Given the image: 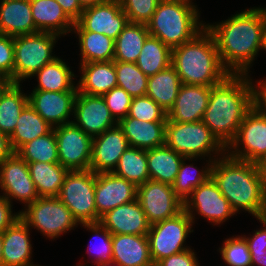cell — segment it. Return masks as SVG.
<instances>
[{
    "mask_svg": "<svg viewBox=\"0 0 266 266\" xmlns=\"http://www.w3.org/2000/svg\"><path fill=\"white\" fill-rule=\"evenodd\" d=\"M213 35L222 65L230 74H248L261 50L266 8H250L217 25L206 24Z\"/></svg>",
    "mask_w": 266,
    "mask_h": 266,
    "instance_id": "obj_1",
    "label": "cell"
},
{
    "mask_svg": "<svg viewBox=\"0 0 266 266\" xmlns=\"http://www.w3.org/2000/svg\"><path fill=\"white\" fill-rule=\"evenodd\" d=\"M248 74H230L211 87L203 123L227 148L246 113L255 105V85Z\"/></svg>",
    "mask_w": 266,
    "mask_h": 266,
    "instance_id": "obj_2",
    "label": "cell"
},
{
    "mask_svg": "<svg viewBox=\"0 0 266 266\" xmlns=\"http://www.w3.org/2000/svg\"><path fill=\"white\" fill-rule=\"evenodd\" d=\"M211 178L235 213L241 209L260 217L266 203V182L259 164L223 155L213 161Z\"/></svg>",
    "mask_w": 266,
    "mask_h": 266,
    "instance_id": "obj_3",
    "label": "cell"
},
{
    "mask_svg": "<svg viewBox=\"0 0 266 266\" xmlns=\"http://www.w3.org/2000/svg\"><path fill=\"white\" fill-rule=\"evenodd\" d=\"M171 65L183 84L213 87L230 73L221 63L213 35L206 27L192 40L172 49Z\"/></svg>",
    "mask_w": 266,
    "mask_h": 266,
    "instance_id": "obj_4",
    "label": "cell"
},
{
    "mask_svg": "<svg viewBox=\"0 0 266 266\" xmlns=\"http://www.w3.org/2000/svg\"><path fill=\"white\" fill-rule=\"evenodd\" d=\"M192 0H161L147 23L151 36L159 38L171 50L192 40L205 28Z\"/></svg>",
    "mask_w": 266,
    "mask_h": 266,
    "instance_id": "obj_5",
    "label": "cell"
},
{
    "mask_svg": "<svg viewBox=\"0 0 266 266\" xmlns=\"http://www.w3.org/2000/svg\"><path fill=\"white\" fill-rule=\"evenodd\" d=\"M165 145L184 157L195 159L210 155V160H215L211 159V155L221 153V157L227 151L202 120L185 123L167 120Z\"/></svg>",
    "mask_w": 266,
    "mask_h": 266,
    "instance_id": "obj_6",
    "label": "cell"
},
{
    "mask_svg": "<svg viewBox=\"0 0 266 266\" xmlns=\"http://www.w3.org/2000/svg\"><path fill=\"white\" fill-rule=\"evenodd\" d=\"M59 37L49 32L15 36L13 82L21 83L57 58L52 52Z\"/></svg>",
    "mask_w": 266,
    "mask_h": 266,
    "instance_id": "obj_7",
    "label": "cell"
},
{
    "mask_svg": "<svg viewBox=\"0 0 266 266\" xmlns=\"http://www.w3.org/2000/svg\"><path fill=\"white\" fill-rule=\"evenodd\" d=\"M26 207L24 211H19L20 218L29 228H36L50 239H55L79 225L57 196L38 197Z\"/></svg>",
    "mask_w": 266,
    "mask_h": 266,
    "instance_id": "obj_8",
    "label": "cell"
},
{
    "mask_svg": "<svg viewBox=\"0 0 266 266\" xmlns=\"http://www.w3.org/2000/svg\"><path fill=\"white\" fill-rule=\"evenodd\" d=\"M95 182L92 170L69 171L57 196L79 224L97 223Z\"/></svg>",
    "mask_w": 266,
    "mask_h": 266,
    "instance_id": "obj_9",
    "label": "cell"
},
{
    "mask_svg": "<svg viewBox=\"0 0 266 266\" xmlns=\"http://www.w3.org/2000/svg\"><path fill=\"white\" fill-rule=\"evenodd\" d=\"M192 224L189 214L182 210L172 218L150 225L147 237L154 265L166 257L190 249L184 243L188 234L193 232Z\"/></svg>",
    "mask_w": 266,
    "mask_h": 266,
    "instance_id": "obj_10",
    "label": "cell"
},
{
    "mask_svg": "<svg viewBox=\"0 0 266 266\" xmlns=\"http://www.w3.org/2000/svg\"><path fill=\"white\" fill-rule=\"evenodd\" d=\"M226 149L230 157L251 163L259 164L266 157V115L258 106L246 113L235 139Z\"/></svg>",
    "mask_w": 266,
    "mask_h": 266,
    "instance_id": "obj_11",
    "label": "cell"
},
{
    "mask_svg": "<svg viewBox=\"0 0 266 266\" xmlns=\"http://www.w3.org/2000/svg\"><path fill=\"white\" fill-rule=\"evenodd\" d=\"M59 163L69 171L90 170L93 137L73 122L53 128Z\"/></svg>",
    "mask_w": 266,
    "mask_h": 266,
    "instance_id": "obj_12",
    "label": "cell"
},
{
    "mask_svg": "<svg viewBox=\"0 0 266 266\" xmlns=\"http://www.w3.org/2000/svg\"><path fill=\"white\" fill-rule=\"evenodd\" d=\"M136 199L150 224L172 218L183 210V202L172 185L150 179L137 186Z\"/></svg>",
    "mask_w": 266,
    "mask_h": 266,
    "instance_id": "obj_13",
    "label": "cell"
},
{
    "mask_svg": "<svg viewBox=\"0 0 266 266\" xmlns=\"http://www.w3.org/2000/svg\"><path fill=\"white\" fill-rule=\"evenodd\" d=\"M190 197V198H189ZM183 210L194 223V210L213 224H221L235 215L229 201L222 195L217 184L210 177L206 182L195 188L183 202ZM193 210V211H192Z\"/></svg>",
    "mask_w": 266,
    "mask_h": 266,
    "instance_id": "obj_14",
    "label": "cell"
},
{
    "mask_svg": "<svg viewBox=\"0 0 266 266\" xmlns=\"http://www.w3.org/2000/svg\"><path fill=\"white\" fill-rule=\"evenodd\" d=\"M128 22L119 0H106L84 8L72 30L100 33L116 40Z\"/></svg>",
    "mask_w": 266,
    "mask_h": 266,
    "instance_id": "obj_15",
    "label": "cell"
},
{
    "mask_svg": "<svg viewBox=\"0 0 266 266\" xmlns=\"http://www.w3.org/2000/svg\"><path fill=\"white\" fill-rule=\"evenodd\" d=\"M0 188L8 201L16 199L25 206L39 197L28 164L16 152L0 163Z\"/></svg>",
    "mask_w": 266,
    "mask_h": 266,
    "instance_id": "obj_16",
    "label": "cell"
},
{
    "mask_svg": "<svg viewBox=\"0 0 266 266\" xmlns=\"http://www.w3.org/2000/svg\"><path fill=\"white\" fill-rule=\"evenodd\" d=\"M72 121L86 134L95 137L118 124L102 96L77 93Z\"/></svg>",
    "mask_w": 266,
    "mask_h": 266,
    "instance_id": "obj_17",
    "label": "cell"
},
{
    "mask_svg": "<svg viewBox=\"0 0 266 266\" xmlns=\"http://www.w3.org/2000/svg\"><path fill=\"white\" fill-rule=\"evenodd\" d=\"M137 197V187L128 180L113 172L96 174L95 182V207L97 222L112 209L128 202H133Z\"/></svg>",
    "mask_w": 266,
    "mask_h": 266,
    "instance_id": "obj_18",
    "label": "cell"
},
{
    "mask_svg": "<svg viewBox=\"0 0 266 266\" xmlns=\"http://www.w3.org/2000/svg\"><path fill=\"white\" fill-rule=\"evenodd\" d=\"M77 93L78 91L33 90L28 99L32 108L54 128L72 122L69 117L74 113Z\"/></svg>",
    "mask_w": 266,
    "mask_h": 266,
    "instance_id": "obj_19",
    "label": "cell"
},
{
    "mask_svg": "<svg viewBox=\"0 0 266 266\" xmlns=\"http://www.w3.org/2000/svg\"><path fill=\"white\" fill-rule=\"evenodd\" d=\"M128 148L127 138L118 124L93 137L90 170L95 174L113 172Z\"/></svg>",
    "mask_w": 266,
    "mask_h": 266,
    "instance_id": "obj_20",
    "label": "cell"
},
{
    "mask_svg": "<svg viewBox=\"0 0 266 266\" xmlns=\"http://www.w3.org/2000/svg\"><path fill=\"white\" fill-rule=\"evenodd\" d=\"M211 87L181 84L167 120L179 123L198 122L203 119L208 106Z\"/></svg>",
    "mask_w": 266,
    "mask_h": 266,
    "instance_id": "obj_21",
    "label": "cell"
},
{
    "mask_svg": "<svg viewBox=\"0 0 266 266\" xmlns=\"http://www.w3.org/2000/svg\"><path fill=\"white\" fill-rule=\"evenodd\" d=\"M99 222L111 234L147 235L151 225L137 199L107 212Z\"/></svg>",
    "mask_w": 266,
    "mask_h": 266,
    "instance_id": "obj_22",
    "label": "cell"
},
{
    "mask_svg": "<svg viewBox=\"0 0 266 266\" xmlns=\"http://www.w3.org/2000/svg\"><path fill=\"white\" fill-rule=\"evenodd\" d=\"M28 225L18 218L2 232L1 266H39L31 263L32 245Z\"/></svg>",
    "mask_w": 266,
    "mask_h": 266,
    "instance_id": "obj_23",
    "label": "cell"
},
{
    "mask_svg": "<svg viewBox=\"0 0 266 266\" xmlns=\"http://www.w3.org/2000/svg\"><path fill=\"white\" fill-rule=\"evenodd\" d=\"M112 259L114 266H155L147 235L112 234Z\"/></svg>",
    "mask_w": 266,
    "mask_h": 266,
    "instance_id": "obj_24",
    "label": "cell"
},
{
    "mask_svg": "<svg viewBox=\"0 0 266 266\" xmlns=\"http://www.w3.org/2000/svg\"><path fill=\"white\" fill-rule=\"evenodd\" d=\"M166 122L137 120L127 115L118 125L123 129L129 147L148 150L165 145Z\"/></svg>",
    "mask_w": 266,
    "mask_h": 266,
    "instance_id": "obj_25",
    "label": "cell"
},
{
    "mask_svg": "<svg viewBox=\"0 0 266 266\" xmlns=\"http://www.w3.org/2000/svg\"><path fill=\"white\" fill-rule=\"evenodd\" d=\"M0 33L20 36L39 32L32 17L30 0L0 1Z\"/></svg>",
    "mask_w": 266,
    "mask_h": 266,
    "instance_id": "obj_26",
    "label": "cell"
},
{
    "mask_svg": "<svg viewBox=\"0 0 266 266\" xmlns=\"http://www.w3.org/2000/svg\"><path fill=\"white\" fill-rule=\"evenodd\" d=\"M80 69L82 76L77 83L79 93L102 96L117 87L115 61L82 63Z\"/></svg>",
    "mask_w": 266,
    "mask_h": 266,
    "instance_id": "obj_27",
    "label": "cell"
},
{
    "mask_svg": "<svg viewBox=\"0 0 266 266\" xmlns=\"http://www.w3.org/2000/svg\"><path fill=\"white\" fill-rule=\"evenodd\" d=\"M30 6L35 27L39 32L62 36L72 31L75 23L56 0H30Z\"/></svg>",
    "mask_w": 266,
    "mask_h": 266,
    "instance_id": "obj_28",
    "label": "cell"
},
{
    "mask_svg": "<svg viewBox=\"0 0 266 266\" xmlns=\"http://www.w3.org/2000/svg\"><path fill=\"white\" fill-rule=\"evenodd\" d=\"M149 179L173 185L185 158L166 145L146 150Z\"/></svg>",
    "mask_w": 266,
    "mask_h": 266,
    "instance_id": "obj_29",
    "label": "cell"
},
{
    "mask_svg": "<svg viewBox=\"0 0 266 266\" xmlns=\"http://www.w3.org/2000/svg\"><path fill=\"white\" fill-rule=\"evenodd\" d=\"M181 84L178 73L170 65L168 68L148 77L146 95L168 113L175 103Z\"/></svg>",
    "mask_w": 266,
    "mask_h": 266,
    "instance_id": "obj_30",
    "label": "cell"
},
{
    "mask_svg": "<svg viewBox=\"0 0 266 266\" xmlns=\"http://www.w3.org/2000/svg\"><path fill=\"white\" fill-rule=\"evenodd\" d=\"M39 197L58 196L69 170L60 163H27Z\"/></svg>",
    "mask_w": 266,
    "mask_h": 266,
    "instance_id": "obj_31",
    "label": "cell"
},
{
    "mask_svg": "<svg viewBox=\"0 0 266 266\" xmlns=\"http://www.w3.org/2000/svg\"><path fill=\"white\" fill-rule=\"evenodd\" d=\"M52 129L53 127L28 104L21 112L15 130L9 136L11 148L16 152L22 145L48 134Z\"/></svg>",
    "mask_w": 266,
    "mask_h": 266,
    "instance_id": "obj_32",
    "label": "cell"
},
{
    "mask_svg": "<svg viewBox=\"0 0 266 266\" xmlns=\"http://www.w3.org/2000/svg\"><path fill=\"white\" fill-rule=\"evenodd\" d=\"M149 35L147 24L128 22L115 40L113 61L135 63Z\"/></svg>",
    "mask_w": 266,
    "mask_h": 266,
    "instance_id": "obj_33",
    "label": "cell"
},
{
    "mask_svg": "<svg viewBox=\"0 0 266 266\" xmlns=\"http://www.w3.org/2000/svg\"><path fill=\"white\" fill-rule=\"evenodd\" d=\"M74 75L69 66L57 57L33 75V77L37 76V81L39 82L33 90L54 92L78 91L77 86H74L73 83Z\"/></svg>",
    "mask_w": 266,
    "mask_h": 266,
    "instance_id": "obj_34",
    "label": "cell"
},
{
    "mask_svg": "<svg viewBox=\"0 0 266 266\" xmlns=\"http://www.w3.org/2000/svg\"><path fill=\"white\" fill-rule=\"evenodd\" d=\"M172 50L159 38L149 35L135 64L148 77L171 65Z\"/></svg>",
    "mask_w": 266,
    "mask_h": 266,
    "instance_id": "obj_35",
    "label": "cell"
},
{
    "mask_svg": "<svg viewBox=\"0 0 266 266\" xmlns=\"http://www.w3.org/2000/svg\"><path fill=\"white\" fill-rule=\"evenodd\" d=\"M79 36L81 63L113 61L115 40L91 31H74Z\"/></svg>",
    "mask_w": 266,
    "mask_h": 266,
    "instance_id": "obj_36",
    "label": "cell"
},
{
    "mask_svg": "<svg viewBox=\"0 0 266 266\" xmlns=\"http://www.w3.org/2000/svg\"><path fill=\"white\" fill-rule=\"evenodd\" d=\"M28 104V95L23 94L20 83H13L0 99V132L10 136Z\"/></svg>",
    "mask_w": 266,
    "mask_h": 266,
    "instance_id": "obj_37",
    "label": "cell"
},
{
    "mask_svg": "<svg viewBox=\"0 0 266 266\" xmlns=\"http://www.w3.org/2000/svg\"><path fill=\"white\" fill-rule=\"evenodd\" d=\"M113 173L132 182L136 187L149 180L146 150L129 147L119 158Z\"/></svg>",
    "mask_w": 266,
    "mask_h": 266,
    "instance_id": "obj_38",
    "label": "cell"
},
{
    "mask_svg": "<svg viewBox=\"0 0 266 266\" xmlns=\"http://www.w3.org/2000/svg\"><path fill=\"white\" fill-rule=\"evenodd\" d=\"M16 153L26 163H59L54 130L52 129L48 134L22 145Z\"/></svg>",
    "mask_w": 266,
    "mask_h": 266,
    "instance_id": "obj_39",
    "label": "cell"
},
{
    "mask_svg": "<svg viewBox=\"0 0 266 266\" xmlns=\"http://www.w3.org/2000/svg\"><path fill=\"white\" fill-rule=\"evenodd\" d=\"M185 159V160H184ZM194 157H185L183 158L180 167L179 172L177 174L176 180L174 184L172 185L173 190L175 194L184 202L186 198L192 193V191L197 188L202 183L206 182L211 177V166L213 164L214 160L208 159V167H204V169L198 170L197 167H194L193 164H186V160H193ZM195 170L196 168V174L192 176V170ZM190 170V171H189Z\"/></svg>",
    "mask_w": 266,
    "mask_h": 266,
    "instance_id": "obj_40",
    "label": "cell"
},
{
    "mask_svg": "<svg viewBox=\"0 0 266 266\" xmlns=\"http://www.w3.org/2000/svg\"><path fill=\"white\" fill-rule=\"evenodd\" d=\"M115 69L118 87L132 98L146 95L148 76L135 63L115 61Z\"/></svg>",
    "mask_w": 266,
    "mask_h": 266,
    "instance_id": "obj_41",
    "label": "cell"
},
{
    "mask_svg": "<svg viewBox=\"0 0 266 266\" xmlns=\"http://www.w3.org/2000/svg\"><path fill=\"white\" fill-rule=\"evenodd\" d=\"M219 251L227 266H251V255L242 236L226 239Z\"/></svg>",
    "mask_w": 266,
    "mask_h": 266,
    "instance_id": "obj_42",
    "label": "cell"
},
{
    "mask_svg": "<svg viewBox=\"0 0 266 266\" xmlns=\"http://www.w3.org/2000/svg\"><path fill=\"white\" fill-rule=\"evenodd\" d=\"M128 116L149 122L167 121V112L147 95L132 99Z\"/></svg>",
    "mask_w": 266,
    "mask_h": 266,
    "instance_id": "obj_43",
    "label": "cell"
},
{
    "mask_svg": "<svg viewBox=\"0 0 266 266\" xmlns=\"http://www.w3.org/2000/svg\"><path fill=\"white\" fill-rule=\"evenodd\" d=\"M161 0H119L122 10L131 23L147 24Z\"/></svg>",
    "mask_w": 266,
    "mask_h": 266,
    "instance_id": "obj_44",
    "label": "cell"
},
{
    "mask_svg": "<svg viewBox=\"0 0 266 266\" xmlns=\"http://www.w3.org/2000/svg\"><path fill=\"white\" fill-rule=\"evenodd\" d=\"M84 228L92 231L95 233V237L97 238L102 237V243L99 247L95 248L96 252V259L94 262L96 265H105V264H113L112 259V234L100 223H82L81 224ZM91 248V247H89ZM96 260V261H95Z\"/></svg>",
    "mask_w": 266,
    "mask_h": 266,
    "instance_id": "obj_45",
    "label": "cell"
},
{
    "mask_svg": "<svg viewBox=\"0 0 266 266\" xmlns=\"http://www.w3.org/2000/svg\"><path fill=\"white\" fill-rule=\"evenodd\" d=\"M102 97L117 122L128 115L133 98L123 88L114 87Z\"/></svg>",
    "mask_w": 266,
    "mask_h": 266,
    "instance_id": "obj_46",
    "label": "cell"
},
{
    "mask_svg": "<svg viewBox=\"0 0 266 266\" xmlns=\"http://www.w3.org/2000/svg\"><path fill=\"white\" fill-rule=\"evenodd\" d=\"M14 37L0 33V72L13 81Z\"/></svg>",
    "mask_w": 266,
    "mask_h": 266,
    "instance_id": "obj_47",
    "label": "cell"
},
{
    "mask_svg": "<svg viewBox=\"0 0 266 266\" xmlns=\"http://www.w3.org/2000/svg\"><path fill=\"white\" fill-rule=\"evenodd\" d=\"M156 266H200L196 254L192 249L171 255L160 260Z\"/></svg>",
    "mask_w": 266,
    "mask_h": 266,
    "instance_id": "obj_48",
    "label": "cell"
},
{
    "mask_svg": "<svg viewBox=\"0 0 266 266\" xmlns=\"http://www.w3.org/2000/svg\"><path fill=\"white\" fill-rule=\"evenodd\" d=\"M12 202L8 201L4 196H0V233L11 226L18 218L20 213H12Z\"/></svg>",
    "mask_w": 266,
    "mask_h": 266,
    "instance_id": "obj_49",
    "label": "cell"
},
{
    "mask_svg": "<svg viewBox=\"0 0 266 266\" xmlns=\"http://www.w3.org/2000/svg\"><path fill=\"white\" fill-rule=\"evenodd\" d=\"M259 222L263 224V229L256 230L252 237H242L245 239L249 252H261L266 250V225L259 218Z\"/></svg>",
    "mask_w": 266,
    "mask_h": 266,
    "instance_id": "obj_50",
    "label": "cell"
},
{
    "mask_svg": "<svg viewBox=\"0 0 266 266\" xmlns=\"http://www.w3.org/2000/svg\"><path fill=\"white\" fill-rule=\"evenodd\" d=\"M62 7L65 14L76 23L84 8L80 5L78 0H56Z\"/></svg>",
    "mask_w": 266,
    "mask_h": 266,
    "instance_id": "obj_51",
    "label": "cell"
},
{
    "mask_svg": "<svg viewBox=\"0 0 266 266\" xmlns=\"http://www.w3.org/2000/svg\"><path fill=\"white\" fill-rule=\"evenodd\" d=\"M264 80L257 82L255 87V105L266 115V79Z\"/></svg>",
    "mask_w": 266,
    "mask_h": 266,
    "instance_id": "obj_52",
    "label": "cell"
},
{
    "mask_svg": "<svg viewBox=\"0 0 266 266\" xmlns=\"http://www.w3.org/2000/svg\"><path fill=\"white\" fill-rule=\"evenodd\" d=\"M14 151L11 148L9 136L0 132V163H2Z\"/></svg>",
    "mask_w": 266,
    "mask_h": 266,
    "instance_id": "obj_53",
    "label": "cell"
},
{
    "mask_svg": "<svg viewBox=\"0 0 266 266\" xmlns=\"http://www.w3.org/2000/svg\"><path fill=\"white\" fill-rule=\"evenodd\" d=\"M251 255V266L261 265L266 266V250L261 252H250Z\"/></svg>",
    "mask_w": 266,
    "mask_h": 266,
    "instance_id": "obj_54",
    "label": "cell"
},
{
    "mask_svg": "<svg viewBox=\"0 0 266 266\" xmlns=\"http://www.w3.org/2000/svg\"><path fill=\"white\" fill-rule=\"evenodd\" d=\"M13 83L12 80H0V99Z\"/></svg>",
    "mask_w": 266,
    "mask_h": 266,
    "instance_id": "obj_55",
    "label": "cell"
},
{
    "mask_svg": "<svg viewBox=\"0 0 266 266\" xmlns=\"http://www.w3.org/2000/svg\"><path fill=\"white\" fill-rule=\"evenodd\" d=\"M78 1L83 8H87L102 3L106 0H78Z\"/></svg>",
    "mask_w": 266,
    "mask_h": 266,
    "instance_id": "obj_56",
    "label": "cell"
},
{
    "mask_svg": "<svg viewBox=\"0 0 266 266\" xmlns=\"http://www.w3.org/2000/svg\"><path fill=\"white\" fill-rule=\"evenodd\" d=\"M261 174L264 177V180L266 182V157L263 159L261 163H259Z\"/></svg>",
    "mask_w": 266,
    "mask_h": 266,
    "instance_id": "obj_57",
    "label": "cell"
},
{
    "mask_svg": "<svg viewBox=\"0 0 266 266\" xmlns=\"http://www.w3.org/2000/svg\"><path fill=\"white\" fill-rule=\"evenodd\" d=\"M261 49L266 50V27L262 33Z\"/></svg>",
    "mask_w": 266,
    "mask_h": 266,
    "instance_id": "obj_58",
    "label": "cell"
},
{
    "mask_svg": "<svg viewBox=\"0 0 266 266\" xmlns=\"http://www.w3.org/2000/svg\"><path fill=\"white\" fill-rule=\"evenodd\" d=\"M259 219H260L263 223H265V225H266V203H265V205H264V207H263V209H262V212H261V215H260Z\"/></svg>",
    "mask_w": 266,
    "mask_h": 266,
    "instance_id": "obj_59",
    "label": "cell"
},
{
    "mask_svg": "<svg viewBox=\"0 0 266 266\" xmlns=\"http://www.w3.org/2000/svg\"><path fill=\"white\" fill-rule=\"evenodd\" d=\"M2 247H3V238H2V233H0V266H1V258H2Z\"/></svg>",
    "mask_w": 266,
    "mask_h": 266,
    "instance_id": "obj_60",
    "label": "cell"
},
{
    "mask_svg": "<svg viewBox=\"0 0 266 266\" xmlns=\"http://www.w3.org/2000/svg\"><path fill=\"white\" fill-rule=\"evenodd\" d=\"M0 80H11V79L5 77V76L0 72Z\"/></svg>",
    "mask_w": 266,
    "mask_h": 266,
    "instance_id": "obj_61",
    "label": "cell"
},
{
    "mask_svg": "<svg viewBox=\"0 0 266 266\" xmlns=\"http://www.w3.org/2000/svg\"><path fill=\"white\" fill-rule=\"evenodd\" d=\"M97 266H114L113 264L97 265Z\"/></svg>",
    "mask_w": 266,
    "mask_h": 266,
    "instance_id": "obj_62",
    "label": "cell"
}]
</instances>
